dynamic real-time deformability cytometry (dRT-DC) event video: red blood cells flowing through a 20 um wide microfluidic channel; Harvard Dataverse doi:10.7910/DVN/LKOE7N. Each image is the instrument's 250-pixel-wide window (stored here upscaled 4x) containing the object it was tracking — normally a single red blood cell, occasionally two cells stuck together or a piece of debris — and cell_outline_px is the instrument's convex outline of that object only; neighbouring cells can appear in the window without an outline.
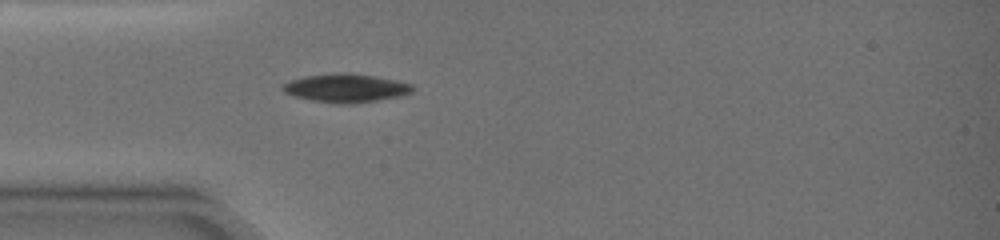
{"species": "common noctule bat (a hibernating species)", "species_latin": "Nyctalus noctula", "temperature_condition": "warm", "stored_images_in_passage": 9, "camera_frame_rate_fps": 3000, "um_per_image_px": 0.085, "animal": {"sex": "female", "body_mass_g": 19.0, "forearm_length_mm": 51.5}, "frame": {"image": 1, "passage_image": 1, "time_ms": 0.0, "image_size_px": [1000, 240], "cell_outline_px": [[412, 92], [400, 96], [352, 104], [336, 104], [312, 100], [292, 96], [284, 92], [280, 88], [284, 84], [292, 80], [304, 76], [340, 72], [348, 72], [396, 80], [412, 84]], "centroid_in_image_um": [29.36, 7.48], "position_along_channel_um": 55.6, "area_um2": 21.5}}